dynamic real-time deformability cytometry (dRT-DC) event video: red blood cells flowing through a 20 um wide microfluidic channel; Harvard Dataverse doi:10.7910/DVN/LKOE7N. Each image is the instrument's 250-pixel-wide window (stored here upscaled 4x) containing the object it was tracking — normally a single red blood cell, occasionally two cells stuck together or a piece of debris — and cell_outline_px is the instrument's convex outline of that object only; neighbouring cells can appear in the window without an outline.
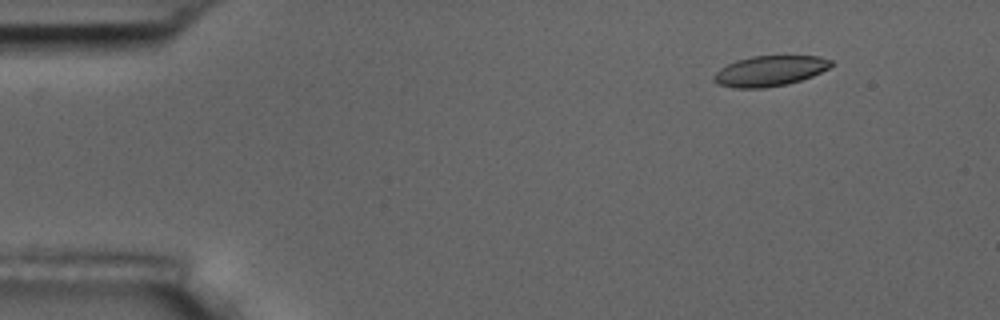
{"species": "common noctule bat (a hibernating species)", "species_latin": "Nyctalus noctula", "temperature_condition": "room temperature", "stored_images_in_passage": 6, "camera_frame_rate_fps": 3000, "um_per_image_px": 0.085, "animal": {"sex": "male", "body_mass_g": 17.5, "forearm_length_mm": 52.3}, "frame": {"image": 1, "passage_image": 2, "time_ms": 1.333, "image_size_px": [1000, 320], "cell_outline_px": [[832, 64], [828, 68], [812, 76], [788, 84], [764, 88], [732, 88], [720, 84], [712, 80], [712, 76], [720, 68], [736, 60], [752, 56], [820, 56], [832, 60]], "centroid_in_image_um": [65.41, 6.03], "position_along_channel_um": 19.6, "area_um2": 20.75}}